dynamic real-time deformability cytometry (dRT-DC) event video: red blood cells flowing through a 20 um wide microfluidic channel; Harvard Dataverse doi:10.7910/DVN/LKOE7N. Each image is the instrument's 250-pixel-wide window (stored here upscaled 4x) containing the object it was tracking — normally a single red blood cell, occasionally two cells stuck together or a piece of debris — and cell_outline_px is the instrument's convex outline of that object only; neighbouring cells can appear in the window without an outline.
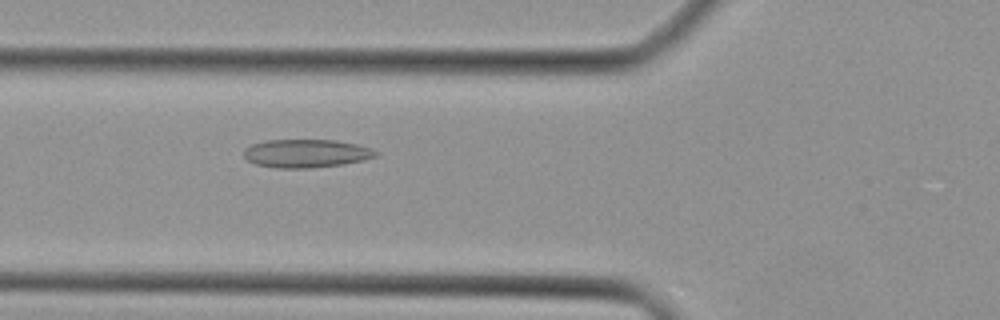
{"species": "Egyptian fruit bat (a non-hibernating species)", "species_latin": "Rousettus aegyptiacus", "temperature_condition": "cold", "stored_images_in_passage": 38, "camera_frame_rate_fps": 3000, "um_per_image_px": 0.085, "animal": {"sex": "female"}, "frame": {"image": 1, "passage_image": 10, "time_ms": 3.0, "image_size_px": [1000, 320], "cell_outline_px": [[380, 152], [376, 156], [364, 160], [344, 164], [312, 168], [276, 168], [256, 164], [248, 160], [244, 156], [244, 148], [252, 144], [268, 140], [336, 140], [356, 144], [372, 148]], "centroid_in_image_um": [26.05, 13.04], "position_along_channel_um": 99.7, "area_um2": 21.85}}
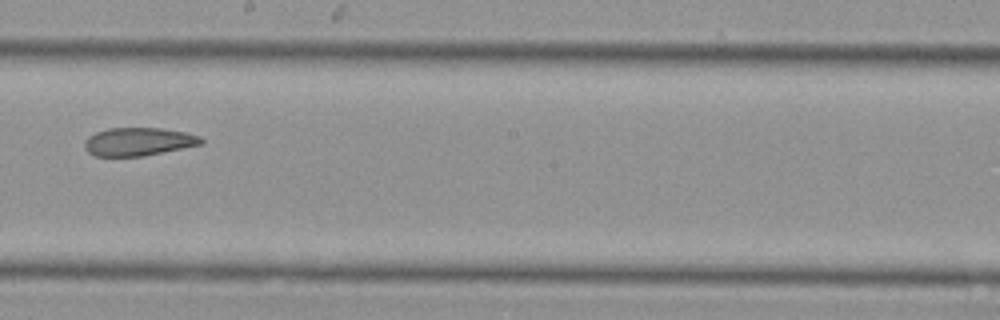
{"frame": {"image": 2, "passage_image": 19, "time_ms": 6.0, "image_size_px": [1000, 320], "cell_outline_px": [[204, 144], [144, 156], [92, 156], [84, 148], [84, 140], [88, 136], [96, 132], [108, 128], [160, 128], [184, 132], [200, 136], [204, 140]], "centroid_in_image_um": [11.76, 12.05], "position_along_channel_um": 236.4, "area_um2": 19.31}}
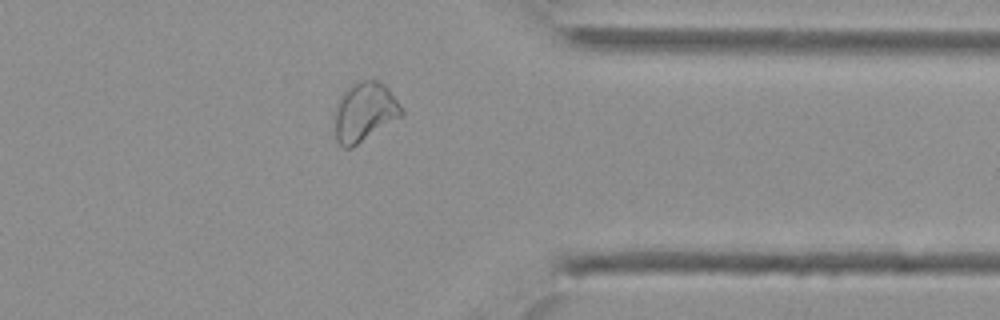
{"frame": {"image": 3, "passage_image": 29, "time_ms": 9.333, "image_size_px": [1000, 320], "cell_outline_px": [[404, 112], [400, 116], [352, 148], [344, 148], [336, 140], [336, 104], [340, 96], [352, 84], [360, 80], [376, 80], [384, 84], [388, 88], [404, 108]], "centroid_in_image_um": [31.0, 9.5], "position_along_channel_um": 380.4, "area_um2": 22.72}}